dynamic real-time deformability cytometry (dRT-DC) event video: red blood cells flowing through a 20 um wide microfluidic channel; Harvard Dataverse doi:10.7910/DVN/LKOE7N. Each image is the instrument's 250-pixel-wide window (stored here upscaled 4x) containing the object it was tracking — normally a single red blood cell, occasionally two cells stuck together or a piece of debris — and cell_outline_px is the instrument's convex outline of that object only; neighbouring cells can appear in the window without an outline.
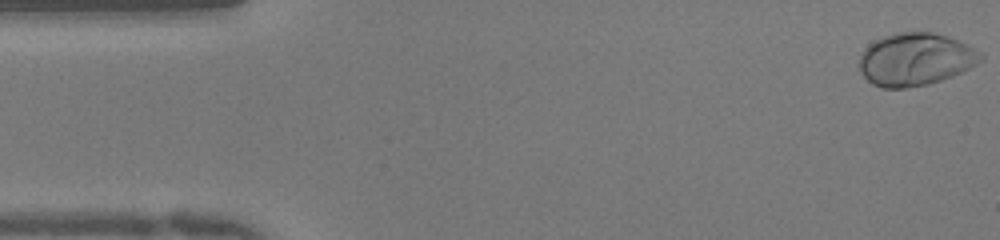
{"species": "human", "species_latin": "Homo sapiens", "temperature_condition": "warm", "stored_images_in_passage": 50, "camera_frame_rate_fps": 3000, "um_per_image_px": 0.085, "donor": {"sex": "female"}, "frame": {"image": 1, "passage_image": 1, "time_ms": 0.0, "image_size_px": [1000, 240], "cell_outline_px": [[984, 60], [952, 76], [928, 84], [908, 88], [884, 88], [872, 84], [860, 72], [856, 64], [864, 48], [868, 44], [884, 36], [900, 32], [932, 32], [948, 36], [980, 52], [984, 56]], "centroid_in_image_um": [77.76, 5.05], "position_along_channel_um": 7.2, "area_um2": 37.28}}
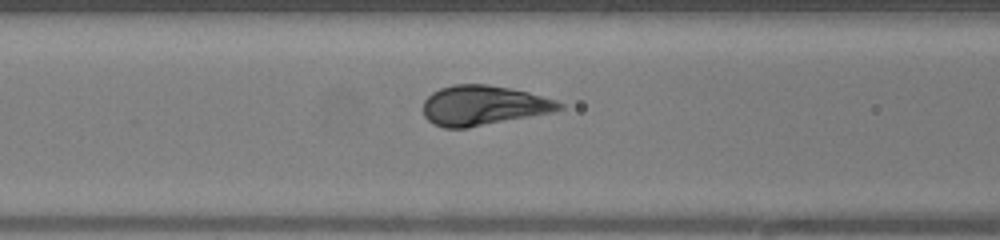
{"frame": {"image": 2, "passage_image": 19, "time_ms": 6.0, "image_size_px": [1000, 240], "cell_outline_px": [[564, 108], [552, 112], [468, 128], [444, 128], [432, 124], [424, 116], [424, 100], [432, 92], [440, 88], [452, 84], [488, 84], [512, 88], [528, 92], [556, 100], [564, 104]], "centroid_in_image_um": [41.08, 8.96], "position_along_channel_um": 125.5, "area_um2": 31.73}}
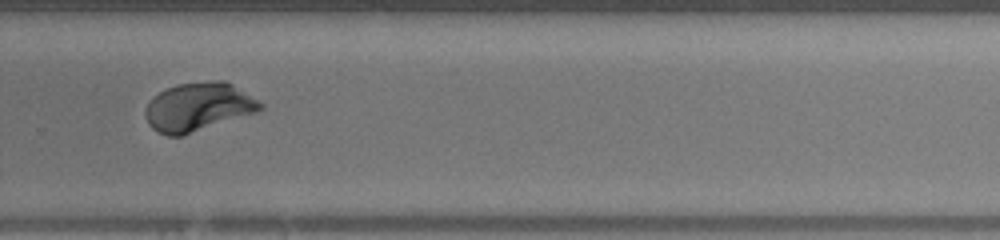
{"frame": {"image": 3, "passage_image": 33, "time_ms": 10.667, "image_size_px": [1000, 240], "cell_outline_px": [[264, 108], [256, 112], [184, 136], [168, 136], [152, 128], [148, 124], [144, 112], [152, 96], [176, 84], [208, 80], [224, 80], [232, 84], [264, 104]], "centroid_in_image_um": [16.85, 9.09], "position_along_channel_um": 313.0, "area_um2": 32.6}, "authors_computed_cell_mechanics": {"area_um2": 33.0038, "velocity_mm_per_s": 4.0303, "shape_relaxation_time_tau1_ms": 2.4365, "shape_relaxation_time_tau2_ms": null, "deformation_change_tau1": 0.1764, "deformation_change_tau2": null}}